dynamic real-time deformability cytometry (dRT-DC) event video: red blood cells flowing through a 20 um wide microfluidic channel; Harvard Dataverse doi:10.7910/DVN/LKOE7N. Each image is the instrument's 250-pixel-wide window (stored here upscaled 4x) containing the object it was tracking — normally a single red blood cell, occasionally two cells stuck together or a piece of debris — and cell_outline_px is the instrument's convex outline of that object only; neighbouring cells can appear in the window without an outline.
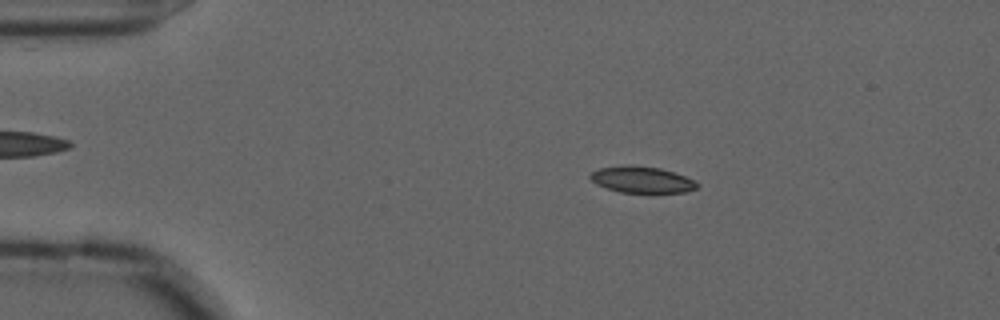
{"species": "common noctule bat (a hibernating species)", "species_latin": "Nyctalus noctula", "temperature_condition": "cold", "stored_images_in_passage": 53, "camera_frame_rate_fps": 3000, "um_per_image_px": 0.085, "animal": {"sex": "male", "forearm_length_mm": 52.5}, "frame": {"image": 1, "passage_image": 7, "time_ms": 2.0, "image_size_px": [1000, 320], "cell_outline_px": [[700, 184], [696, 188], [684, 192], [652, 196], [620, 192], [596, 184], [588, 176], [592, 172], [600, 168], [628, 164], [660, 168], [696, 180]], "centroid_in_image_um": [54.6, 15.32], "position_along_channel_um": 30.4, "area_um2": 17.22}}
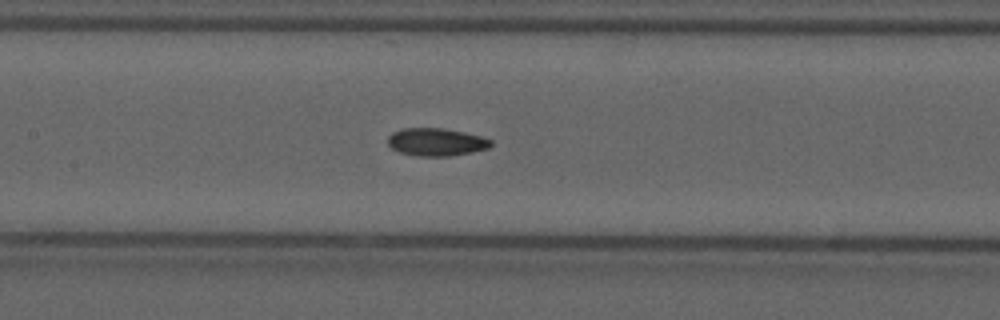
{"frame": {"image": 2, "passage_image": 23, "time_ms": 7.333, "image_size_px": [1000, 320], "cell_outline_px": [[492, 144], [488, 148], [472, 152], [448, 156], [416, 156], [400, 152], [392, 148], [388, 144], [388, 136], [392, 132], [404, 128], [440, 128], [464, 132], [484, 136], [492, 140]], "centroid_in_image_um": [37.09, 12.07], "position_along_channel_um": 170.3, "area_um2": 16.7}}
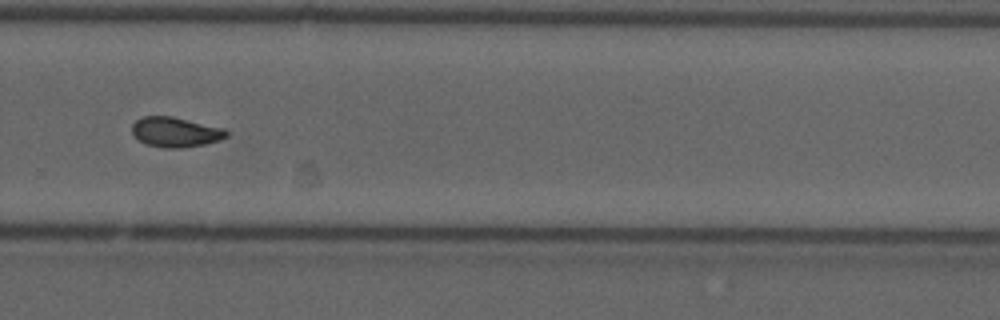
{"frame": {"image": 3, "passage_image": 35, "time_ms": 11.333, "image_size_px": [1000, 320], "cell_outline_px": [[228, 136], [220, 140], [204, 144], [184, 148], [164, 148], [144, 144], [132, 132], [132, 124], [136, 120], [144, 116], [172, 116], [224, 128], [228, 132]], "centroid_in_image_um": [14.92, 11.23], "position_along_channel_um": 314.9, "area_um2": 16.53}, "authors_computed_cell_mechanics": {"area_um2": 16.473, "velocity_mm_per_s": 3.6332, "shape_relaxation_time_tau1_ms": null, "shape_relaxation_time_tau2_ms": 4.3467, "deformation_change_tau1": null, "deformation_change_tau2": 0.0887}}